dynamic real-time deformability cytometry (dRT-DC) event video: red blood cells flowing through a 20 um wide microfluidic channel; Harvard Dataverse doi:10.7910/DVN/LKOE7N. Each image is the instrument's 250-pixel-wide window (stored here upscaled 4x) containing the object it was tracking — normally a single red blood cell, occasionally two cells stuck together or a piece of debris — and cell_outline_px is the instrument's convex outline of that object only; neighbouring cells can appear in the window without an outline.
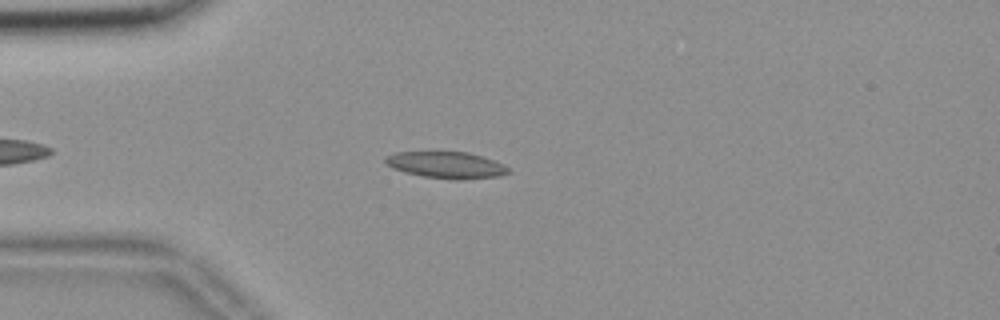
{"species": "common noctule bat (a hibernating species)", "species_latin": "Nyctalus noctula", "temperature_condition": "room temperature", "stored_images_in_passage": 46, "camera_frame_rate_fps": 3000, "um_per_image_px": 0.085, "animal": {"sex": "female", "body_mass_g": 18.4}, "frame": {"image": 1, "passage_image": 9, "time_ms": 2.667, "image_size_px": [1000, 320], "cell_outline_px": [[508, 172], [500, 176], [464, 180], [452, 180], [424, 176], [404, 172], [392, 168], [384, 160], [384, 156], [396, 152], [468, 152], [504, 164], [508, 168]], "centroid_in_image_um": [37.92, 14.03], "position_along_channel_um": 47.1, "area_um2": 19.02}}
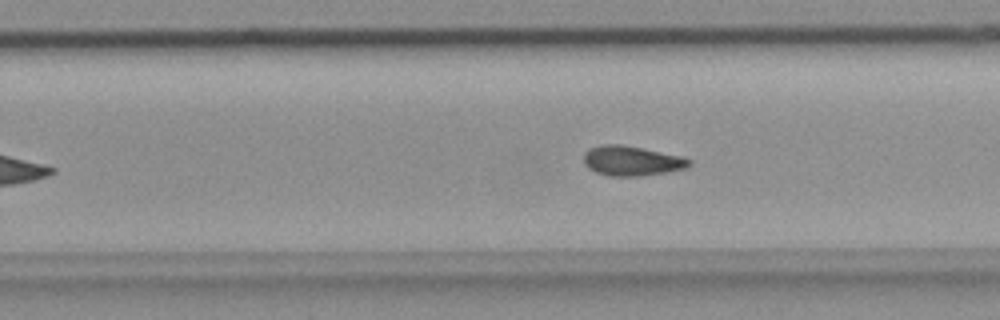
{"frame": {"image": 2, "passage_image": 29, "time_ms": 9.333, "image_size_px": [1000, 320], "cell_outline_px": [[692, 164], [684, 168], [664, 172], [640, 176], [608, 176], [596, 172], [588, 168], [584, 164], [584, 152], [588, 148], [600, 144], [620, 144], [684, 156], [692, 160]], "centroid_in_image_um": [53.67, 13.66], "position_along_channel_um": 276.1, "area_um2": 18.44}}
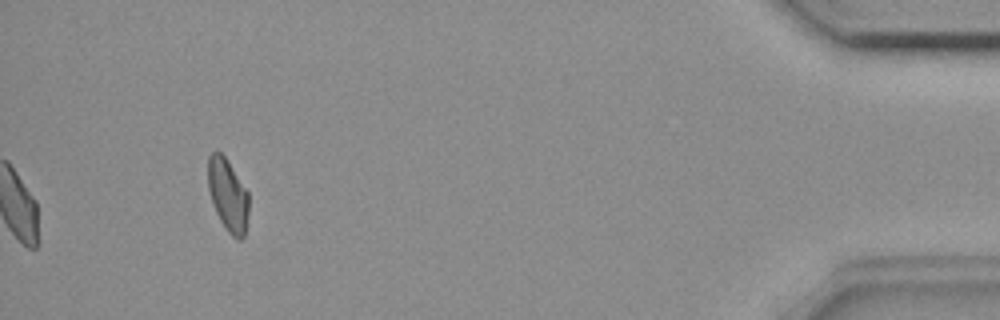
{"frame": {"image": 3, "passage_image": 46, "time_ms": 15.0, "image_size_px": [1000, 320], "cell_outline_px": [[248, 212], [244, 236], [240, 240], [236, 240], [228, 232], [220, 220], [216, 212], [208, 188], [208, 156], [216, 148], [224, 156], [248, 192]], "centroid_in_image_um": [19.36, 16.57], "position_along_channel_um": 415.8, "area_um2": 17.05}, "authors_computed_cell_mechanics": {"area_um2": 18.4093, "velocity_mm_per_s": 3.6721, "shape_relaxation_time_tau1_ms": null, "shape_relaxation_time_tau2_ms": 7.1655, "deformation_change_tau1": null, "deformation_change_tau2": 0.149}}